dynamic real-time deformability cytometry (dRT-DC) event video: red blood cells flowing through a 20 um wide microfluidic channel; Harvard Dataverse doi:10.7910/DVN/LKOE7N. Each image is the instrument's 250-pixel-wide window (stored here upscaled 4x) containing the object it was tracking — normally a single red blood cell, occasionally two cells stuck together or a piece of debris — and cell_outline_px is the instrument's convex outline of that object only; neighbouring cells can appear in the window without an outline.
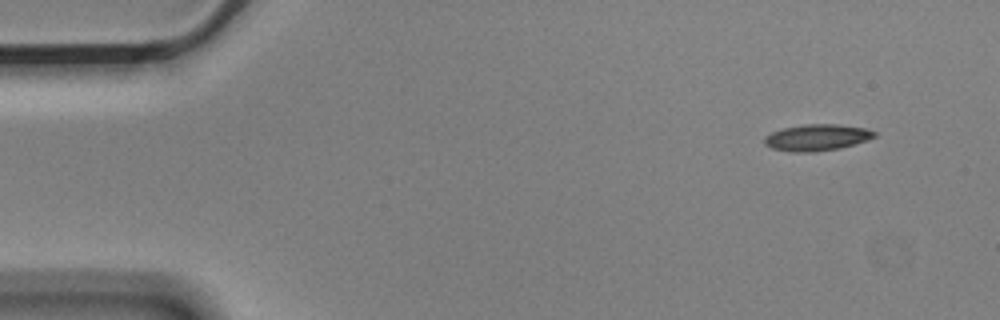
{"species": "Egyptian fruit bat (a non-hibernating species)", "species_latin": "Rousettus aegyptiacus", "temperature_condition": "cold", "stored_images_in_passage": 5, "segment_of_instrument_passage": [2, 2], "camera_frame_rate_fps": 3000, "um_per_image_px": 0.085, "animal": {"sex": "male"}, "frame": {"image": 1, "passage_image": 5, "time_ms": 1.333, "image_size_px": [1000, 320], "cell_outline_px": [[876, 136], [840, 148], [812, 152], [792, 152], [772, 148], [764, 144], [764, 136], [772, 132], [784, 128], [804, 124], [840, 124], [864, 128], [876, 132]], "centroid_in_image_um": [69.39, 11.68], "position_along_channel_um": 15.6, "area_um2": 16.76}}